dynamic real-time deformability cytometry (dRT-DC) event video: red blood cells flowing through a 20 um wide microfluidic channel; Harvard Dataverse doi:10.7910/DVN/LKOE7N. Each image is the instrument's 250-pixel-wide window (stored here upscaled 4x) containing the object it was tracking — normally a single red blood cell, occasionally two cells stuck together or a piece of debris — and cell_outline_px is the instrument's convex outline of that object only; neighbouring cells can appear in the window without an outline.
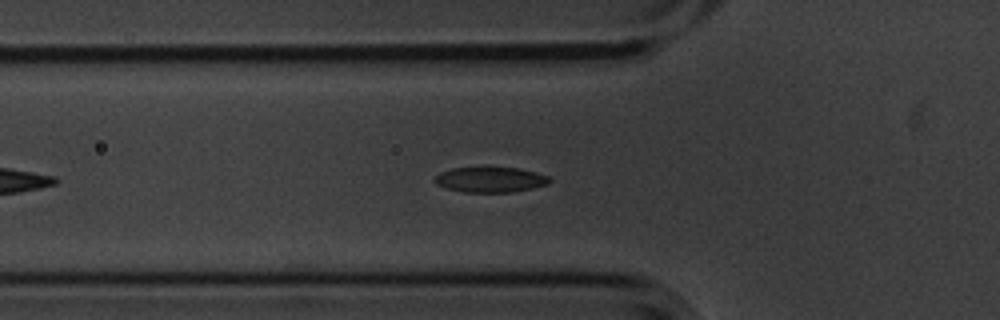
{"species": "common noctule bat (a hibernating species)", "species_latin": "Nyctalus noctula", "temperature_condition": "cold", "stored_images_in_passage": 24, "camera_frame_rate_fps": 3000, "um_per_image_px": 0.085, "animal": {"sex": "male", "body_mass_g": 20.1, "forearm_length_mm": 53.5}, "frame": {"image": 1, "passage_image": 9, "time_ms": 2.667, "image_size_px": [1000, 320], "cell_outline_px": [[552, 180], [548, 184], [532, 188], [512, 192], [464, 192], [448, 188], [436, 184], [432, 180], [440, 172], [452, 168], [520, 168], [536, 172], [548, 176]], "centroid_in_image_um": [41.69, 15.27], "position_along_channel_um": 84.1, "area_um2": 16.82}}
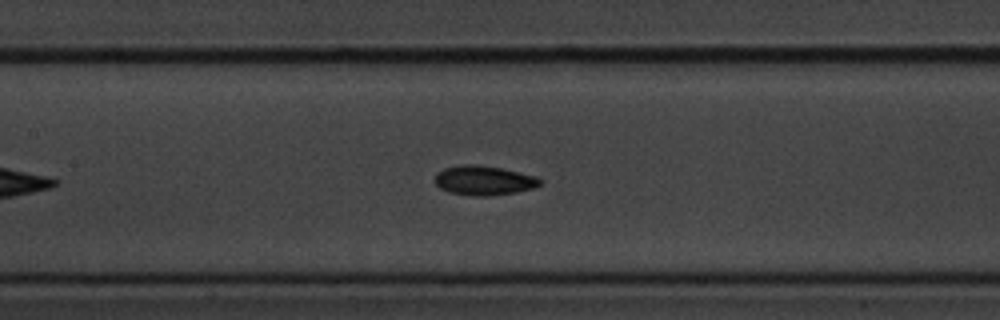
{"frame": {"image": 2, "passage_image": 16, "time_ms": 5.0, "image_size_px": [1000, 320], "cell_outline_px": [[544, 180], [540, 184], [532, 188], [516, 192], [488, 196], [472, 196], [448, 192], [440, 188], [436, 184], [436, 172], [444, 168], [464, 164], [472, 164], [500, 168], [536, 176]], "centroid_in_image_um": [41.12, 15.34], "position_along_channel_um": 166.3, "area_um2": 17.98}}
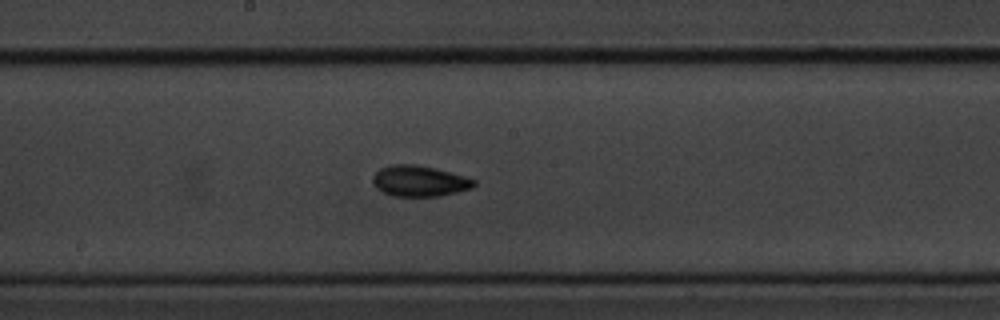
{"frame": {"image": 3, "passage_image": 20, "time_ms": 6.333, "image_size_px": [1000, 320], "cell_outline_px": [[476, 184], [472, 188], [440, 196], [392, 196], [380, 192], [376, 188], [372, 180], [372, 176], [380, 168], [388, 164], [416, 164], [436, 168], [464, 176], [476, 180]], "centroid_in_image_um": [35.61, 15.38], "position_along_channel_um": 212.6, "area_um2": 18.44}}